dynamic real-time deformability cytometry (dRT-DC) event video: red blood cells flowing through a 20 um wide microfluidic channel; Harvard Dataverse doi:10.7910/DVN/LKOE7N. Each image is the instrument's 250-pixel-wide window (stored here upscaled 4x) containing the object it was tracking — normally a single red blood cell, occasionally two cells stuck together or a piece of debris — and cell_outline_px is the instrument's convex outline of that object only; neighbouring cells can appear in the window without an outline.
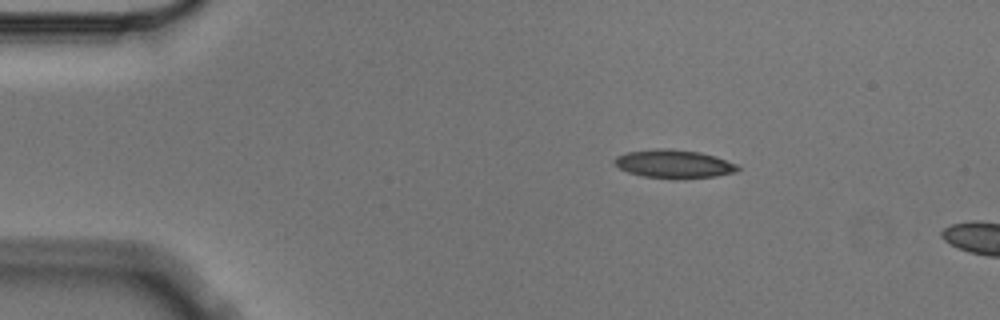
{"species": "Egyptian fruit bat (a non-hibernating species)", "species_latin": "Rousettus aegyptiacus", "temperature_condition": "cold", "stored_images_in_passage": 4, "camera_frame_rate_fps": 3000, "um_per_image_px": 0.085, "animal": {"sex": "male"}, "frame": {"image": 1, "passage_image": 2, "time_ms": 0.333, "image_size_px": [1000, 320], "cell_outline_px": [[740, 168], [736, 172], [716, 176], [684, 180], [644, 176], [628, 172], [620, 168], [612, 160], [616, 156], [624, 152], [656, 148], [668, 148], [700, 152], [716, 156], [736, 164]], "centroid_in_image_um": [57.28, 13.93], "position_along_channel_um": 27.7, "area_um2": 20.69}}